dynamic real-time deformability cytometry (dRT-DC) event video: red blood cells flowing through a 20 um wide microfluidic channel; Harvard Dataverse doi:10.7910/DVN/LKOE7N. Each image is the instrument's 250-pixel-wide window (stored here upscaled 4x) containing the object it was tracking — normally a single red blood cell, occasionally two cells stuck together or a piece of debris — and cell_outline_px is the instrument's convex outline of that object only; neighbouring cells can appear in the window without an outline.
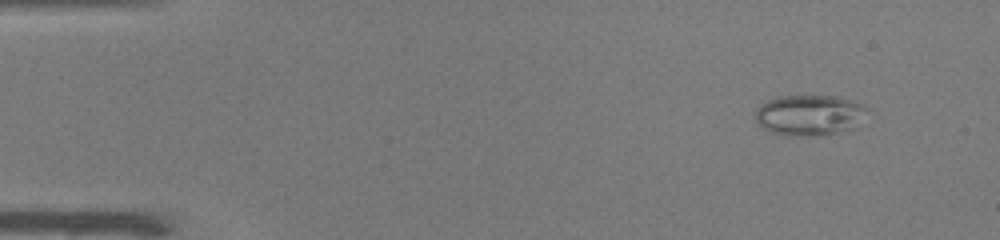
{"species": "common noctule bat (a hibernating species)", "species_latin": "Nyctalus noctula", "temperature_condition": "warm", "stored_images_in_passage": 47, "camera_frame_rate_fps": 3000, "um_per_image_px": 0.085, "animal": {"sex": "male", "body_mass_g": 19.0, "forearm_length_mm": 50.8}, "frame": {"image": 1, "passage_image": 1, "time_ms": 0.0, "image_size_px": [1000, 240], "cell_outline_px": [[868, 108], [856, 128], [836, 132], [788, 136], [772, 132], [756, 124], [756, 112], [768, 100], [780, 96], [836, 96], [860, 104]], "centroid_in_image_um": [68.79, 9.78], "position_along_channel_um": 16.2, "area_um2": 25.78}}
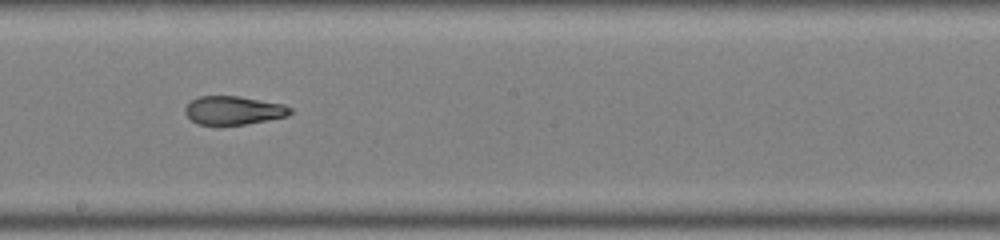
{"frame": {"image": 2, "passage_image": 25, "time_ms": 8.0, "image_size_px": [1000, 240], "cell_outline_px": [[292, 112], [288, 116], [268, 120], [244, 124], [200, 124], [192, 120], [184, 112], [184, 108], [192, 100], [200, 96], [240, 96], [284, 104], [292, 108]], "centroid_in_image_um": [19.89, 9.37], "position_along_channel_um": 228.3, "area_um2": 17.34}}
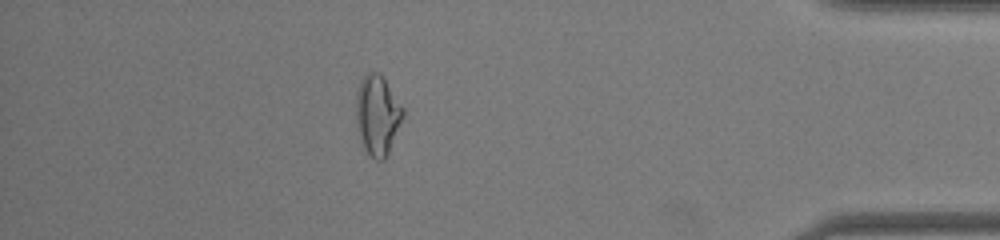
{"frame": {"image": 3, "passage_image": 41, "time_ms": 13.333, "image_size_px": [1000, 240], "cell_outline_px": [[404, 116], [388, 152], [384, 160], [376, 160], [364, 148], [360, 140], [356, 120], [356, 92], [360, 80], [368, 72], [380, 72], [404, 108]], "centroid_in_image_um": [32.08, 9.74], "position_along_channel_um": 403.1, "area_um2": 21.79}, "authors_computed_cell_mechanics": {"area_um2": 20.4034, "velocity_mm_per_s": 4.0167, "shape_relaxation_time_tau1_ms": null, "shape_relaxation_time_tau2_ms": 1.9453, "deformation_change_tau1": null, "deformation_change_tau2": 0.0822}}